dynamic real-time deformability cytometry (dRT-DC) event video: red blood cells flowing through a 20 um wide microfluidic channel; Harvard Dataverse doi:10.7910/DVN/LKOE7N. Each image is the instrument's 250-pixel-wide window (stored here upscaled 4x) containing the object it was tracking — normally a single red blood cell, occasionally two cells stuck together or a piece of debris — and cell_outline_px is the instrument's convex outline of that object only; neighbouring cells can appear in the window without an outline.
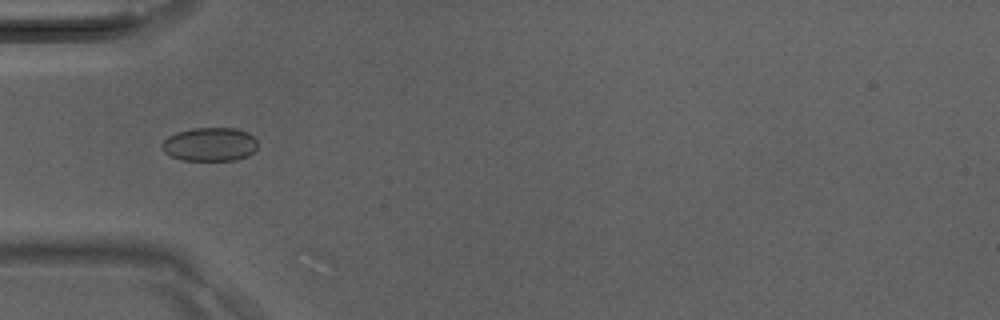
{"species": "Egyptian fruit bat (a non-hibernating species)", "species_latin": "Rousettus aegyptiacus", "temperature_condition": "room temperature", "stored_images_in_passage": 34, "camera_frame_rate_fps": 3000, "um_per_image_px": 0.085, "animal": {"sex": "male"}, "frame": {"image": 1, "passage_image": 7, "time_ms": 2.0, "image_size_px": [1000, 320], "cell_outline_px": [[256, 148], [248, 156], [236, 160], [180, 160], [164, 152], [160, 148], [160, 144], [168, 136], [176, 132], [192, 128], [236, 128], [248, 132], [256, 140]], "centroid_in_image_um": [17.8, 12.26], "position_along_channel_um": 67.2, "area_um2": 18.9}}
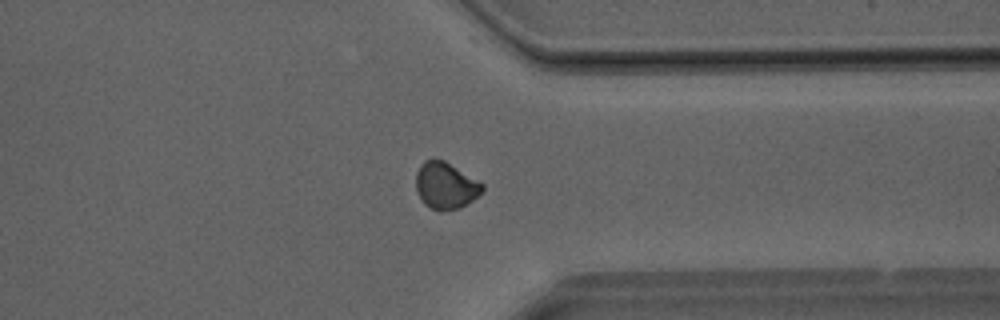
{"frame": {"image": 2, "passage_image": 25, "time_ms": 8.0, "image_size_px": [1000, 320], "cell_outline_px": [[484, 188], [472, 200], [460, 208], [432, 208], [424, 204], [416, 192], [416, 172], [420, 164], [424, 160], [444, 160], [484, 184]], "centroid_in_image_um": [37.85, 15.74], "position_along_channel_um": 373.6, "area_um2": 17.57}}
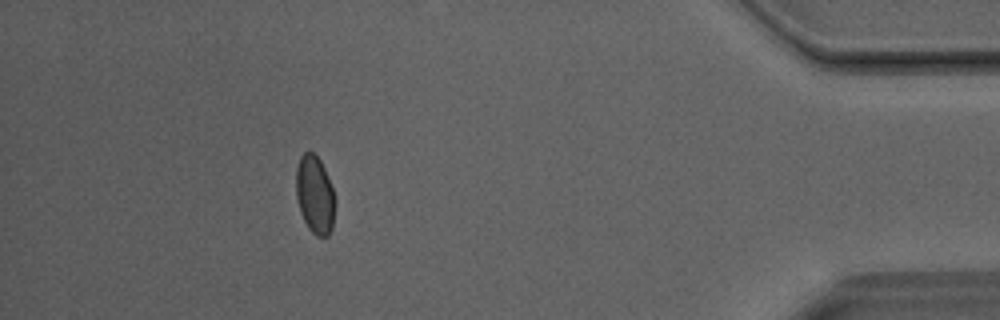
{"frame": {"image": 3, "passage_image": 30, "time_ms": 9.667, "image_size_px": [1000, 320], "cell_outline_px": [[336, 204], [332, 228], [328, 236], [316, 236], [308, 228], [300, 212], [296, 196], [296, 168], [300, 156], [304, 152], [312, 152], [320, 160], [324, 168], [332, 188], [336, 200]], "centroid_in_image_um": [26.77, 16.57], "position_along_channel_um": 408.4, "area_um2": 17.86}}